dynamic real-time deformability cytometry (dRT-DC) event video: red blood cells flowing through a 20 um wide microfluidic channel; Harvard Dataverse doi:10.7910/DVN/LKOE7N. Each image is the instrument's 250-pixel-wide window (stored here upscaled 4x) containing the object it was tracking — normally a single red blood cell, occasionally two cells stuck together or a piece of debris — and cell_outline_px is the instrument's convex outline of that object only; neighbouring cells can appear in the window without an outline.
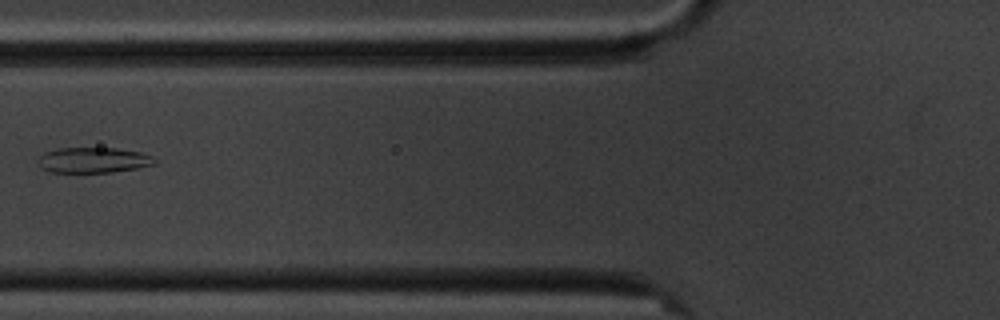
{"species": "common noctule bat (a hibernating species)", "species_latin": "Nyctalus noctula", "temperature_condition": "cold", "stored_images_in_passage": 7, "camera_frame_rate_fps": 3000, "um_per_image_px": 0.085, "animal": {"sex": "male", "body_mass_g": 20.1, "forearm_length_mm": 53.5}, "frame": {"image": 1, "passage_image": 7, "time_ms": 7.0, "image_size_px": [1000, 320], "cell_outline_px": [[156, 164], [136, 168], [112, 172], [52, 172], [44, 168], [40, 164], [40, 156], [44, 152], [56, 148], [116, 148], [140, 152], [152, 156], [156, 160]], "centroid_in_image_um": [7.97, 13.6], "position_along_channel_um": 117.8, "area_um2": 17.11}}